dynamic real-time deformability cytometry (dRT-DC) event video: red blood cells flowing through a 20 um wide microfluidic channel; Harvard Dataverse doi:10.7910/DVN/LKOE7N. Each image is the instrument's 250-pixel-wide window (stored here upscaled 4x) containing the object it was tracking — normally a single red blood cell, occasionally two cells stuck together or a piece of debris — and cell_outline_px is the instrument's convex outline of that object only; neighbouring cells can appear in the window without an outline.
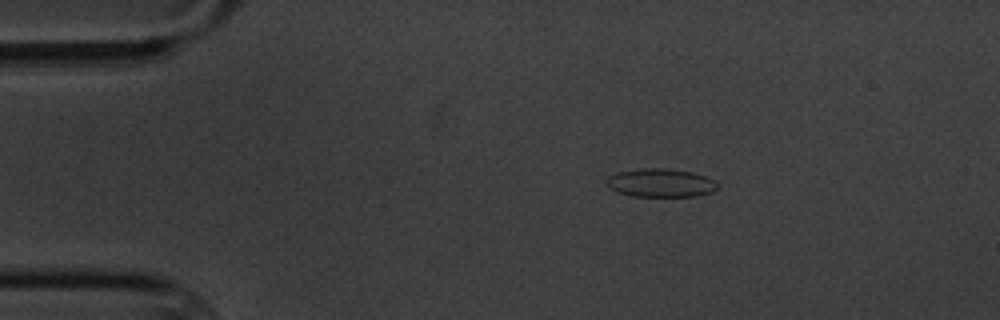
{"species": "common noctule bat (a hibernating species)", "species_latin": "Nyctalus noctula", "temperature_condition": "cold", "stored_images_in_passage": 9, "camera_frame_rate_fps": 3000, "um_per_image_px": 0.085, "animal": {"sex": "male", "body_mass_g": 20.1, "forearm_length_mm": 53.5}, "frame": {"image": 1, "passage_image": 1, "time_ms": 0.0, "image_size_px": [1000, 320], "cell_outline_px": [[716, 188], [712, 192], [696, 196], [632, 196], [616, 192], [608, 188], [608, 176], [616, 172], [644, 168], [668, 168], [692, 172], [716, 180]], "centroid_in_image_um": [56.14, 15.54], "position_along_channel_um": 28.9, "area_um2": 18.38}}
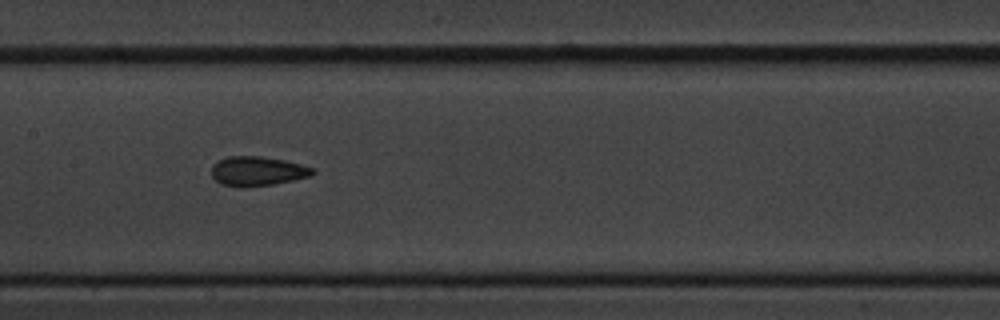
{"frame": {"image": 2, "passage_image": 6, "time_ms": 6.0, "image_size_px": [1000, 320], "cell_outline_px": [[316, 172], [308, 176], [292, 180], [272, 184], [220, 184], [212, 176], [212, 164], [228, 156], [260, 156], [284, 160], [300, 164], [312, 168]], "centroid_in_image_um": [21.88, 14.5], "position_along_channel_um": 185.5, "area_um2": 16.47}}
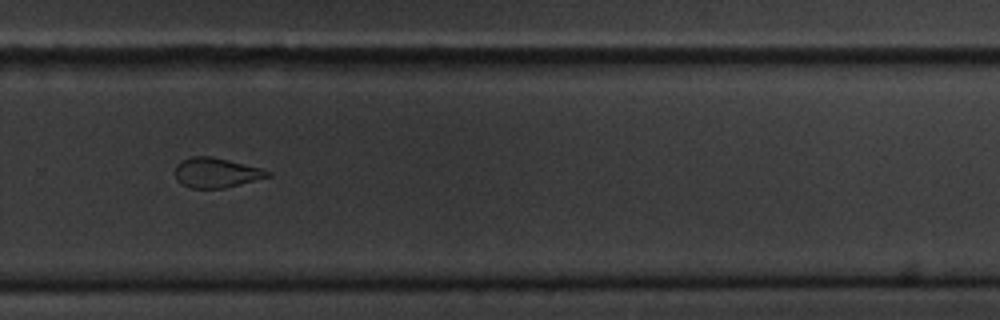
{"frame": {"image": 3, "passage_image": 9, "time_ms": 9.667, "image_size_px": [1000, 320], "cell_outline_px": [[272, 176], [224, 188], [192, 188], [176, 180], [176, 164], [180, 160], [192, 156], [212, 156], [260, 168], [272, 172]], "centroid_in_image_um": [18.38, 14.67], "position_along_channel_um": 311.4, "area_um2": 16.01}}